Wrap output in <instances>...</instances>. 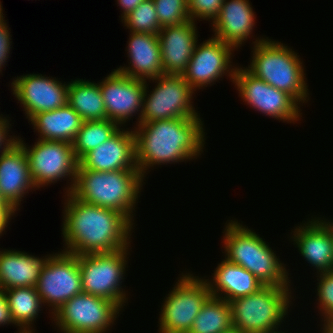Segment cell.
Masks as SVG:
<instances>
[{
    "label": "cell",
    "instance_id": "cell-17",
    "mask_svg": "<svg viewBox=\"0 0 333 333\" xmlns=\"http://www.w3.org/2000/svg\"><path fill=\"white\" fill-rule=\"evenodd\" d=\"M290 233L289 241L316 274L333 271L332 220L314 215L296 225Z\"/></svg>",
    "mask_w": 333,
    "mask_h": 333
},
{
    "label": "cell",
    "instance_id": "cell-22",
    "mask_svg": "<svg viewBox=\"0 0 333 333\" xmlns=\"http://www.w3.org/2000/svg\"><path fill=\"white\" fill-rule=\"evenodd\" d=\"M126 52L128 65L116 68L118 72L135 79L150 80L165 75L162 69L159 37L156 34L129 31Z\"/></svg>",
    "mask_w": 333,
    "mask_h": 333
},
{
    "label": "cell",
    "instance_id": "cell-43",
    "mask_svg": "<svg viewBox=\"0 0 333 333\" xmlns=\"http://www.w3.org/2000/svg\"><path fill=\"white\" fill-rule=\"evenodd\" d=\"M3 6H2V2L0 1V15L5 19V17L3 16Z\"/></svg>",
    "mask_w": 333,
    "mask_h": 333
},
{
    "label": "cell",
    "instance_id": "cell-27",
    "mask_svg": "<svg viewBox=\"0 0 333 333\" xmlns=\"http://www.w3.org/2000/svg\"><path fill=\"white\" fill-rule=\"evenodd\" d=\"M12 320L18 331L16 333H33L34 321L39 317L43 307L36 287H16L4 290Z\"/></svg>",
    "mask_w": 333,
    "mask_h": 333
},
{
    "label": "cell",
    "instance_id": "cell-3",
    "mask_svg": "<svg viewBox=\"0 0 333 333\" xmlns=\"http://www.w3.org/2000/svg\"><path fill=\"white\" fill-rule=\"evenodd\" d=\"M242 223L230 218L224 225L225 258L250 271L263 285L291 287L286 264L260 234Z\"/></svg>",
    "mask_w": 333,
    "mask_h": 333
},
{
    "label": "cell",
    "instance_id": "cell-8",
    "mask_svg": "<svg viewBox=\"0 0 333 333\" xmlns=\"http://www.w3.org/2000/svg\"><path fill=\"white\" fill-rule=\"evenodd\" d=\"M162 301L158 318L159 333H189L203 304L211 296L203 277L181 273Z\"/></svg>",
    "mask_w": 333,
    "mask_h": 333
},
{
    "label": "cell",
    "instance_id": "cell-38",
    "mask_svg": "<svg viewBox=\"0 0 333 333\" xmlns=\"http://www.w3.org/2000/svg\"><path fill=\"white\" fill-rule=\"evenodd\" d=\"M145 0H117L119 8L122 10L121 12V20L132 12L139 4H141Z\"/></svg>",
    "mask_w": 333,
    "mask_h": 333
},
{
    "label": "cell",
    "instance_id": "cell-15",
    "mask_svg": "<svg viewBox=\"0 0 333 333\" xmlns=\"http://www.w3.org/2000/svg\"><path fill=\"white\" fill-rule=\"evenodd\" d=\"M56 77L43 74H23L15 76L11 82V92L25 111L26 119L33 115L58 109L68 104L69 82L62 83Z\"/></svg>",
    "mask_w": 333,
    "mask_h": 333
},
{
    "label": "cell",
    "instance_id": "cell-42",
    "mask_svg": "<svg viewBox=\"0 0 333 333\" xmlns=\"http://www.w3.org/2000/svg\"><path fill=\"white\" fill-rule=\"evenodd\" d=\"M4 205H10V204L7 203V202L3 199V197L1 196V193H0V207H1V206H4Z\"/></svg>",
    "mask_w": 333,
    "mask_h": 333
},
{
    "label": "cell",
    "instance_id": "cell-12",
    "mask_svg": "<svg viewBox=\"0 0 333 333\" xmlns=\"http://www.w3.org/2000/svg\"><path fill=\"white\" fill-rule=\"evenodd\" d=\"M235 66L232 83L246 105L278 121L294 124L301 121V106L289 94L255 77L245 67Z\"/></svg>",
    "mask_w": 333,
    "mask_h": 333
},
{
    "label": "cell",
    "instance_id": "cell-1",
    "mask_svg": "<svg viewBox=\"0 0 333 333\" xmlns=\"http://www.w3.org/2000/svg\"><path fill=\"white\" fill-rule=\"evenodd\" d=\"M63 198L62 251L85 255L131 247V235L136 224L126 215L83 202L71 193L65 194Z\"/></svg>",
    "mask_w": 333,
    "mask_h": 333
},
{
    "label": "cell",
    "instance_id": "cell-6",
    "mask_svg": "<svg viewBox=\"0 0 333 333\" xmlns=\"http://www.w3.org/2000/svg\"><path fill=\"white\" fill-rule=\"evenodd\" d=\"M291 288L264 285L255 293L230 301L233 327L244 333H263L283 326L294 299Z\"/></svg>",
    "mask_w": 333,
    "mask_h": 333
},
{
    "label": "cell",
    "instance_id": "cell-37",
    "mask_svg": "<svg viewBox=\"0 0 333 333\" xmlns=\"http://www.w3.org/2000/svg\"><path fill=\"white\" fill-rule=\"evenodd\" d=\"M10 324L16 326L12 320L4 290L0 289V327Z\"/></svg>",
    "mask_w": 333,
    "mask_h": 333
},
{
    "label": "cell",
    "instance_id": "cell-14",
    "mask_svg": "<svg viewBox=\"0 0 333 333\" xmlns=\"http://www.w3.org/2000/svg\"><path fill=\"white\" fill-rule=\"evenodd\" d=\"M197 42L187 69L182 73L185 81L197 92L216 84L227 76L233 82L236 67L233 65L235 49L212 36Z\"/></svg>",
    "mask_w": 333,
    "mask_h": 333
},
{
    "label": "cell",
    "instance_id": "cell-7",
    "mask_svg": "<svg viewBox=\"0 0 333 333\" xmlns=\"http://www.w3.org/2000/svg\"><path fill=\"white\" fill-rule=\"evenodd\" d=\"M131 249L127 247L108 253L78 255L82 291L106 298L124 311L129 294L122 288V282L126 279L124 276Z\"/></svg>",
    "mask_w": 333,
    "mask_h": 333
},
{
    "label": "cell",
    "instance_id": "cell-9",
    "mask_svg": "<svg viewBox=\"0 0 333 333\" xmlns=\"http://www.w3.org/2000/svg\"><path fill=\"white\" fill-rule=\"evenodd\" d=\"M22 139L18 137V142L26 152L31 178L37 190L67 179L64 194L70 193L79 166L72 143L36 139L37 142L29 146Z\"/></svg>",
    "mask_w": 333,
    "mask_h": 333
},
{
    "label": "cell",
    "instance_id": "cell-4",
    "mask_svg": "<svg viewBox=\"0 0 333 333\" xmlns=\"http://www.w3.org/2000/svg\"><path fill=\"white\" fill-rule=\"evenodd\" d=\"M253 40L250 65L245 68L255 77L289 94L301 107L309 102L304 61L292 50L293 47L265 36Z\"/></svg>",
    "mask_w": 333,
    "mask_h": 333
},
{
    "label": "cell",
    "instance_id": "cell-28",
    "mask_svg": "<svg viewBox=\"0 0 333 333\" xmlns=\"http://www.w3.org/2000/svg\"><path fill=\"white\" fill-rule=\"evenodd\" d=\"M232 327L229 302L210 296L194 319L189 333H222Z\"/></svg>",
    "mask_w": 333,
    "mask_h": 333
},
{
    "label": "cell",
    "instance_id": "cell-20",
    "mask_svg": "<svg viewBox=\"0 0 333 333\" xmlns=\"http://www.w3.org/2000/svg\"><path fill=\"white\" fill-rule=\"evenodd\" d=\"M32 190L37 188L31 178L28 158L17 142L0 155V193L7 203L19 211L23 198Z\"/></svg>",
    "mask_w": 333,
    "mask_h": 333
},
{
    "label": "cell",
    "instance_id": "cell-25",
    "mask_svg": "<svg viewBox=\"0 0 333 333\" xmlns=\"http://www.w3.org/2000/svg\"><path fill=\"white\" fill-rule=\"evenodd\" d=\"M31 122V123H29ZM37 139L72 143L83 123L82 118L67 104L52 111L40 112L28 120Z\"/></svg>",
    "mask_w": 333,
    "mask_h": 333
},
{
    "label": "cell",
    "instance_id": "cell-5",
    "mask_svg": "<svg viewBox=\"0 0 333 333\" xmlns=\"http://www.w3.org/2000/svg\"><path fill=\"white\" fill-rule=\"evenodd\" d=\"M145 179L140 170L77 169L70 193L83 202L120 211L135 224V207Z\"/></svg>",
    "mask_w": 333,
    "mask_h": 333
},
{
    "label": "cell",
    "instance_id": "cell-10",
    "mask_svg": "<svg viewBox=\"0 0 333 333\" xmlns=\"http://www.w3.org/2000/svg\"><path fill=\"white\" fill-rule=\"evenodd\" d=\"M120 312L116 303L82 292L65 302L50 319L59 333H107L116 325Z\"/></svg>",
    "mask_w": 333,
    "mask_h": 333
},
{
    "label": "cell",
    "instance_id": "cell-33",
    "mask_svg": "<svg viewBox=\"0 0 333 333\" xmlns=\"http://www.w3.org/2000/svg\"><path fill=\"white\" fill-rule=\"evenodd\" d=\"M224 0H188V14L193 22H213L218 16Z\"/></svg>",
    "mask_w": 333,
    "mask_h": 333
},
{
    "label": "cell",
    "instance_id": "cell-16",
    "mask_svg": "<svg viewBox=\"0 0 333 333\" xmlns=\"http://www.w3.org/2000/svg\"><path fill=\"white\" fill-rule=\"evenodd\" d=\"M145 88V80L130 78L113 69L102 81L100 80L107 119L125 127L138 115V118H135L138 125Z\"/></svg>",
    "mask_w": 333,
    "mask_h": 333
},
{
    "label": "cell",
    "instance_id": "cell-35",
    "mask_svg": "<svg viewBox=\"0 0 333 333\" xmlns=\"http://www.w3.org/2000/svg\"><path fill=\"white\" fill-rule=\"evenodd\" d=\"M9 118V115L5 117L0 114V155L18 142L19 136L10 135L12 124H10L11 118Z\"/></svg>",
    "mask_w": 333,
    "mask_h": 333
},
{
    "label": "cell",
    "instance_id": "cell-40",
    "mask_svg": "<svg viewBox=\"0 0 333 333\" xmlns=\"http://www.w3.org/2000/svg\"><path fill=\"white\" fill-rule=\"evenodd\" d=\"M280 328V329H279ZM281 326L280 327H278V328H276V329H272V330H268V331H265V332H263V333H286L285 331H282L281 330ZM279 330V331H278Z\"/></svg>",
    "mask_w": 333,
    "mask_h": 333
},
{
    "label": "cell",
    "instance_id": "cell-32",
    "mask_svg": "<svg viewBox=\"0 0 333 333\" xmlns=\"http://www.w3.org/2000/svg\"><path fill=\"white\" fill-rule=\"evenodd\" d=\"M315 275L317 277L316 301H318L316 307L321 316L320 321L321 323L333 321V271L321 272Z\"/></svg>",
    "mask_w": 333,
    "mask_h": 333
},
{
    "label": "cell",
    "instance_id": "cell-13",
    "mask_svg": "<svg viewBox=\"0 0 333 333\" xmlns=\"http://www.w3.org/2000/svg\"><path fill=\"white\" fill-rule=\"evenodd\" d=\"M36 290L51 317L68 300L82 293L78 255L53 252L43 266Z\"/></svg>",
    "mask_w": 333,
    "mask_h": 333
},
{
    "label": "cell",
    "instance_id": "cell-11",
    "mask_svg": "<svg viewBox=\"0 0 333 333\" xmlns=\"http://www.w3.org/2000/svg\"><path fill=\"white\" fill-rule=\"evenodd\" d=\"M151 81L156 86L149 91ZM194 94L182 75L165 74L146 81L139 124L200 116L192 101Z\"/></svg>",
    "mask_w": 333,
    "mask_h": 333
},
{
    "label": "cell",
    "instance_id": "cell-18",
    "mask_svg": "<svg viewBox=\"0 0 333 333\" xmlns=\"http://www.w3.org/2000/svg\"><path fill=\"white\" fill-rule=\"evenodd\" d=\"M78 169L94 171L139 170L133 129L122 127L107 141L88 152Z\"/></svg>",
    "mask_w": 333,
    "mask_h": 333
},
{
    "label": "cell",
    "instance_id": "cell-29",
    "mask_svg": "<svg viewBox=\"0 0 333 333\" xmlns=\"http://www.w3.org/2000/svg\"><path fill=\"white\" fill-rule=\"evenodd\" d=\"M120 128L118 123L109 119L83 122L72 142L77 160L80 161L88 152L107 141Z\"/></svg>",
    "mask_w": 333,
    "mask_h": 333
},
{
    "label": "cell",
    "instance_id": "cell-24",
    "mask_svg": "<svg viewBox=\"0 0 333 333\" xmlns=\"http://www.w3.org/2000/svg\"><path fill=\"white\" fill-rule=\"evenodd\" d=\"M0 248V288L35 287L47 258L16 249Z\"/></svg>",
    "mask_w": 333,
    "mask_h": 333
},
{
    "label": "cell",
    "instance_id": "cell-34",
    "mask_svg": "<svg viewBox=\"0 0 333 333\" xmlns=\"http://www.w3.org/2000/svg\"><path fill=\"white\" fill-rule=\"evenodd\" d=\"M7 20H3L0 22V74L2 75L3 67H6L7 60L9 55L11 54L10 51L12 49V35L9 31L10 28L6 22Z\"/></svg>",
    "mask_w": 333,
    "mask_h": 333
},
{
    "label": "cell",
    "instance_id": "cell-39",
    "mask_svg": "<svg viewBox=\"0 0 333 333\" xmlns=\"http://www.w3.org/2000/svg\"><path fill=\"white\" fill-rule=\"evenodd\" d=\"M321 325H322L320 329L321 333H333V321H325L321 323Z\"/></svg>",
    "mask_w": 333,
    "mask_h": 333
},
{
    "label": "cell",
    "instance_id": "cell-19",
    "mask_svg": "<svg viewBox=\"0 0 333 333\" xmlns=\"http://www.w3.org/2000/svg\"><path fill=\"white\" fill-rule=\"evenodd\" d=\"M158 37L164 73L182 75L198 42L197 23L190 20L162 27Z\"/></svg>",
    "mask_w": 333,
    "mask_h": 333
},
{
    "label": "cell",
    "instance_id": "cell-23",
    "mask_svg": "<svg viewBox=\"0 0 333 333\" xmlns=\"http://www.w3.org/2000/svg\"><path fill=\"white\" fill-rule=\"evenodd\" d=\"M213 272L212 278L203 277L211 296L227 302L255 293L264 286L250 271L225 257Z\"/></svg>",
    "mask_w": 333,
    "mask_h": 333
},
{
    "label": "cell",
    "instance_id": "cell-30",
    "mask_svg": "<svg viewBox=\"0 0 333 333\" xmlns=\"http://www.w3.org/2000/svg\"><path fill=\"white\" fill-rule=\"evenodd\" d=\"M120 22L133 33L158 35L161 30L153 0H145Z\"/></svg>",
    "mask_w": 333,
    "mask_h": 333
},
{
    "label": "cell",
    "instance_id": "cell-36",
    "mask_svg": "<svg viewBox=\"0 0 333 333\" xmlns=\"http://www.w3.org/2000/svg\"><path fill=\"white\" fill-rule=\"evenodd\" d=\"M15 213L17 214V210L12 205H4L0 207V238L5 232H7L6 229L11 220L16 216Z\"/></svg>",
    "mask_w": 333,
    "mask_h": 333
},
{
    "label": "cell",
    "instance_id": "cell-31",
    "mask_svg": "<svg viewBox=\"0 0 333 333\" xmlns=\"http://www.w3.org/2000/svg\"><path fill=\"white\" fill-rule=\"evenodd\" d=\"M160 27L183 24L190 21L188 0H153Z\"/></svg>",
    "mask_w": 333,
    "mask_h": 333
},
{
    "label": "cell",
    "instance_id": "cell-26",
    "mask_svg": "<svg viewBox=\"0 0 333 333\" xmlns=\"http://www.w3.org/2000/svg\"><path fill=\"white\" fill-rule=\"evenodd\" d=\"M68 104L83 122L107 119L100 81L72 79L68 85Z\"/></svg>",
    "mask_w": 333,
    "mask_h": 333
},
{
    "label": "cell",
    "instance_id": "cell-21",
    "mask_svg": "<svg viewBox=\"0 0 333 333\" xmlns=\"http://www.w3.org/2000/svg\"><path fill=\"white\" fill-rule=\"evenodd\" d=\"M249 0H224L220 12L211 23L214 37L229 44L235 50L254 36L256 13Z\"/></svg>",
    "mask_w": 333,
    "mask_h": 333
},
{
    "label": "cell",
    "instance_id": "cell-41",
    "mask_svg": "<svg viewBox=\"0 0 333 333\" xmlns=\"http://www.w3.org/2000/svg\"><path fill=\"white\" fill-rule=\"evenodd\" d=\"M222 333H244V332H242L240 329L232 327L230 330H227V331L222 332Z\"/></svg>",
    "mask_w": 333,
    "mask_h": 333
},
{
    "label": "cell",
    "instance_id": "cell-2",
    "mask_svg": "<svg viewBox=\"0 0 333 333\" xmlns=\"http://www.w3.org/2000/svg\"><path fill=\"white\" fill-rule=\"evenodd\" d=\"M195 118L158 120L135 125L136 163L145 178L150 168L198 159L207 133L204 121ZM147 174V175H146Z\"/></svg>",
    "mask_w": 333,
    "mask_h": 333
},
{
    "label": "cell",
    "instance_id": "cell-44",
    "mask_svg": "<svg viewBox=\"0 0 333 333\" xmlns=\"http://www.w3.org/2000/svg\"><path fill=\"white\" fill-rule=\"evenodd\" d=\"M3 20H4V18L0 15V22L3 21Z\"/></svg>",
    "mask_w": 333,
    "mask_h": 333
}]
</instances>
